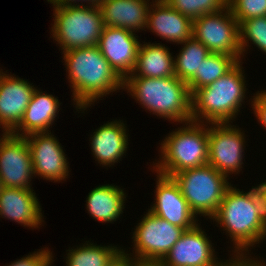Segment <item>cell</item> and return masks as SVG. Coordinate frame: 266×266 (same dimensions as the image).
<instances>
[{
	"instance_id": "obj_1",
	"label": "cell",
	"mask_w": 266,
	"mask_h": 266,
	"mask_svg": "<svg viewBox=\"0 0 266 266\" xmlns=\"http://www.w3.org/2000/svg\"><path fill=\"white\" fill-rule=\"evenodd\" d=\"M253 187L245 192L231 185L210 218L232 239L233 260H247L251 257V247L253 249L255 244L263 242L266 210L259 190Z\"/></svg>"
},
{
	"instance_id": "obj_2",
	"label": "cell",
	"mask_w": 266,
	"mask_h": 266,
	"mask_svg": "<svg viewBox=\"0 0 266 266\" xmlns=\"http://www.w3.org/2000/svg\"><path fill=\"white\" fill-rule=\"evenodd\" d=\"M62 54L73 92V105L78 113H84L96 101L124 88V79L97 46L75 48Z\"/></svg>"
},
{
	"instance_id": "obj_3",
	"label": "cell",
	"mask_w": 266,
	"mask_h": 266,
	"mask_svg": "<svg viewBox=\"0 0 266 266\" xmlns=\"http://www.w3.org/2000/svg\"><path fill=\"white\" fill-rule=\"evenodd\" d=\"M242 61L218 80L191 94V120L210 124L235 121L247 91Z\"/></svg>"
},
{
	"instance_id": "obj_4",
	"label": "cell",
	"mask_w": 266,
	"mask_h": 266,
	"mask_svg": "<svg viewBox=\"0 0 266 266\" xmlns=\"http://www.w3.org/2000/svg\"><path fill=\"white\" fill-rule=\"evenodd\" d=\"M123 90L150 114L178 124L191 121V93L176 76L125 78Z\"/></svg>"
},
{
	"instance_id": "obj_5",
	"label": "cell",
	"mask_w": 266,
	"mask_h": 266,
	"mask_svg": "<svg viewBox=\"0 0 266 266\" xmlns=\"http://www.w3.org/2000/svg\"><path fill=\"white\" fill-rule=\"evenodd\" d=\"M183 125L166 135L161 142V157L153 164L156 173L172 177L184 170L208 164L209 123L191 120Z\"/></svg>"
},
{
	"instance_id": "obj_6",
	"label": "cell",
	"mask_w": 266,
	"mask_h": 266,
	"mask_svg": "<svg viewBox=\"0 0 266 266\" xmlns=\"http://www.w3.org/2000/svg\"><path fill=\"white\" fill-rule=\"evenodd\" d=\"M53 11L51 35L62 53L97 46L104 27L97 5L53 6Z\"/></svg>"
},
{
	"instance_id": "obj_7",
	"label": "cell",
	"mask_w": 266,
	"mask_h": 266,
	"mask_svg": "<svg viewBox=\"0 0 266 266\" xmlns=\"http://www.w3.org/2000/svg\"><path fill=\"white\" fill-rule=\"evenodd\" d=\"M172 178L179 185L191 210L197 216L209 219L216 213L231 186L230 178L208 164L176 173Z\"/></svg>"
},
{
	"instance_id": "obj_8",
	"label": "cell",
	"mask_w": 266,
	"mask_h": 266,
	"mask_svg": "<svg viewBox=\"0 0 266 266\" xmlns=\"http://www.w3.org/2000/svg\"><path fill=\"white\" fill-rule=\"evenodd\" d=\"M192 36L211 53L243 59L240 48L239 23L229 7L215 14H206L193 21Z\"/></svg>"
},
{
	"instance_id": "obj_9",
	"label": "cell",
	"mask_w": 266,
	"mask_h": 266,
	"mask_svg": "<svg viewBox=\"0 0 266 266\" xmlns=\"http://www.w3.org/2000/svg\"><path fill=\"white\" fill-rule=\"evenodd\" d=\"M137 224L132 233L133 253L128 254L132 258L162 260L185 232L150 211Z\"/></svg>"
},
{
	"instance_id": "obj_10",
	"label": "cell",
	"mask_w": 266,
	"mask_h": 266,
	"mask_svg": "<svg viewBox=\"0 0 266 266\" xmlns=\"http://www.w3.org/2000/svg\"><path fill=\"white\" fill-rule=\"evenodd\" d=\"M240 129L231 123H209L208 165L228 178L240 173L244 164L246 136Z\"/></svg>"
},
{
	"instance_id": "obj_11",
	"label": "cell",
	"mask_w": 266,
	"mask_h": 266,
	"mask_svg": "<svg viewBox=\"0 0 266 266\" xmlns=\"http://www.w3.org/2000/svg\"><path fill=\"white\" fill-rule=\"evenodd\" d=\"M1 136L0 180L2 187L32 189L30 182L35 176L26 137L12 133H2Z\"/></svg>"
},
{
	"instance_id": "obj_12",
	"label": "cell",
	"mask_w": 266,
	"mask_h": 266,
	"mask_svg": "<svg viewBox=\"0 0 266 266\" xmlns=\"http://www.w3.org/2000/svg\"><path fill=\"white\" fill-rule=\"evenodd\" d=\"M201 224L185 230L161 260L164 266H228L233 259L217 260L215 249Z\"/></svg>"
},
{
	"instance_id": "obj_13",
	"label": "cell",
	"mask_w": 266,
	"mask_h": 266,
	"mask_svg": "<svg viewBox=\"0 0 266 266\" xmlns=\"http://www.w3.org/2000/svg\"><path fill=\"white\" fill-rule=\"evenodd\" d=\"M25 137L30 148L34 176L55 183L66 181L70 164L53 132L32 133Z\"/></svg>"
},
{
	"instance_id": "obj_14",
	"label": "cell",
	"mask_w": 266,
	"mask_h": 266,
	"mask_svg": "<svg viewBox=\"0 0 266 266\" xmlns=\"http://www.w3.org/2000/svg\"><path fill=\"white\" fill-rule=\"evenodd\" d=\"M156 176L155 201L147 211L185 230L197 225V216L191 210L174 179L159 173Z\"/></svg>"
},
{
	"instance_id": "obj_15",
	"label": "cell",
	"mask_w": 266,
	"mask_h": 266,
	"mask_svg": "<svg viewBox=\"0 0 266 266\" xmlns=\"http://www.w3.org/2000/svg\"><path fill=\"white\" fill-rule=\"evenodd\" d=\"M7 71H0V128L3 133H12L22 121L37 87Z\"/></svg>"
},
{
	"instance_id": "obj_16",
	"label": "cell",
	"mask_w": 266,
	"mask_h": 266,
	"mask_svg": "<svg viewBox=\"0 0 266 266\" xmlns=\"http://www.w3.org/2000/svg\"><path fill=\"white\" fill-rule=\"evenodd\" d=\"M136 35L127 29L104 26L97 44L102 55L123 79L132 73L136 65L141 44Z\"/></svg>"
},
{
	"instance_id": "obj_17",
	"label": "cell",
	"mask_w": 266,
	"mask_h": 266,
	"mask_svg": "<svg viewBox=\"0 0 266 266\" xmlns=\"http://www.w3.org/2000/svg\"><path fill=\"white\" fill-rule=\"evenodd\" d=\"M33 189L2 187L0 190V217L24 227L39 228L44 222L39 199Z\"/></svg>"
},
{
	"instance_id": "obj_18",
	"label": "cell",
	"mask_w": 266,
	"mask_h": 266,
	"mask_svg": "<svg viewBox=\"0 0 266 266\" xmlns=\"http://www.w3.org/2000/svg\"><path fill=\"white\" fill-rule=\"evenodd\" d=\"M147 30L166 42L181 44L192 37L193 21L165 1H153L147 14Z\"/></svg>"
},
{
	"instance_id": "obj_19",
	"label": "cell",
	"mask_w": 266,
	"mask_h": 266,
	"mask_svg": "<svg viewBox=\"0 0 266 266\" xmlns=\"http://www.w3.org/2000/svg\"><path fill=\"white\" fill-rule=\"evenodd\" d=\"M90 136L92 154L103 167H112L114 163L122 161L129 148L127 127L122 120L107 122Z\"/></svg>"
},
{
	"instance_id": "obj_20",
	"label": "cell",
	"mask_w": 266,
	"mask_h": 266,
	"mask_svg": "<svg viewBox=\"0 0 266 266\" xmlns=\"http://www.w3.org/2000/svg\"><path fill=\"white\" fill-rule=\"evenodd\" d=\"M150 0H103L98 6L103 26L118 27L133 32L146 31ZM150 3V4H149Z\"/></svg>"
},
{
	"instance_id": "obj_21",
	"label": "cell",
	"mask_w": 266,
	"mask_h": 266,
	"mask_svg": "<svg viewBox=\"0 0 266 266\" xmlns=\"http://www.w3.org/2000/svg\"><path fill=\"white\" fill-rule=\"evenodd\" d=\"M60 104L58 97L36 88L22 121L12 134L25 137L32 133L51 132L49 129L57 119Z\"/></svg>"
},
{
	"instance_id": "obj_22",
	"label": "cell",
	"mask_w": 266,
	"mask_h": 266,
	"mask_svg": "<svg viewBox=\"0 0 266 266\" xmlns=\"http://www.w3.org/2000/svg\"><path fill=\"white\" fill-rule=\"evenodd\" d=\"M143 43L139 46L135 68L126 78L175 76L174 57L170 49L165 44Z\"/></svg>"
},
{
	"instance_id": "obj_23",
	"label": "cell",
	"mask_w": 266,
	"mask_h": 266,
	"mask_svg": "<svg viewBox=\"0 0 266 266\" xmlns=\"http://www.w3.org/2000/svg\"><path fill=\"white\" fill-rule=\"evenodd\" d=\"M123 190L114 184L93 188L87 195L85 204L89 215L102 223H113L120 219L127 200Z\"/></svg>"
},
{
	"instance_id": "obj_24",
	"label": "cell",
	"mask_w": 266,
	"mask_h": 266,
	"mask_svg": "<svg viewBox=\"0 0 266 266\" xmlns=\"http://www.w3.org/2000/svg\"><path fill=\"white\" fill-rule=\"evenodd\" d=\"M239 61L234 56L210 53L201 64L199 71L187 82L190 93L218 80L228 73Z\"/></svg>"
},
{
	"instance_id": "obj_25",
	"label": "cell",
	"mask_w": 266,
	"mask_h": 266,
	"mask_svg": "<svg viewBox=\"0 0 266 266\" xmlns=\"http://www.w3.org/2000/svg\"><path fill=\"white\" fill-rule=\"evenodd\" d=\"M88 242L67 250L66 266H106L122 250L111 244L102 246Z\"/></svg>"
},
{
	"instance_id": "obj_26",
	"label": "cell",
	"mask_w": 266,
	"mask_h": 266,
	"mask_svg": "<svg viewBox=\"0 0 266 266\" xmlns=\"http://www.w3.org/2000/svg\"><path fill=\"white\" fill-rule=\"evenodd\" d=\"M180 45H183L182 49L174 57L175 76L187 83L211 52L193 36Z\"/></svg>"
},
{
	"instance_id": "obj_27",
	"label": "cell",
	"mask_w": 266,
	"mask_h": 266,
	"mask_svg": "<svg viewBox=\"0 0 266 266\" xmlns=\"http://www.w3.org/2000/svg\"><path fill=\"white\" fill-rule=\"evenodd\" d=\"M173 9L192 21L206 14H215L228 7V0H164Z\"/></svg>"
},
{
	"instance_id": "obj_28",
	"label": "cell",
	"mask_w": 266,
	"mask_h": 266,
	"mask_svg": "<svg viewBox=\"0 0 266 266\" xmlns=\"http://www.w3.org/2000/svg\"><path fill=\"white\" fill-rule=\"evenodd\" d=\"M240 32V48L242 56L247 53L249 43L258 47L263 53L266 54V16L254 17L243 21L239 25ZM250 41V42H249Z\"/></svg>"
},
{
	"instance_id": "obj_29",
	"label": "cell",
	"mask_w": 266,
	"mask_h": 266,
	"mask_svg": "<svg viewBox=\"0 0 266 266\" xmlns=\"http://www.w3.org/2000/svg\"><path fill=\"white\" fill-rule=\"evenodd\" d=\"M228 7L239 25L247 19L266 16V0H228Z\"/></svg>"
},
{
	"instance_id": "obj_30",
	"label": "cell",
	"mask_w": 266,
	"mask_h": 266,
	"mask_svg": "<svg viewBox=\"0 0 266 266\" xmlns=\"http://www.w3.org/2000/svg\"><path fill=\"white\" fill-rule=\"evenodd\" d=\"M50 251L48 247H44L43 250L42 248L38 249V251H34L21 259L15 260L7 266H52L54 256L52 254L53 252Z\"/></svg>"
},
{
	"instance_id": "obj_31",
	"label": "cell",
	"mask_w": 266,
	"mask_h": 266,
	"mask_svg": "<svg viewBox=\"0 0 266 266\" xmlns=\"http://www.w3.org/2000/svg\"><path fill=\"white\" fill-rule=\"evenodd\" d=\"M251 102L252 110L260 125L266 129V90L253 94Z\"/></svg>"
},
{
	"instance_id": "obj_32",
	"label": "cell",
	"mask_w": 266,
	"mask_h": 266,
	"mask_svg": "<svg viewBox=\"0 0 266 266\" xmlns=\"http://www.w3.org/2000/svg\"><path fill=\"white\" fill-rule=\"evenodd\" d=\"M102 1L103 0H47L48 3L50 2V4H52V6H75V5L85 6V3H86V6H87V3H88V6H93V5L99 6ZM82 2H84V4Z\"/></svg>"
},
{
	"instance_id": "obj_33",
	"label": "cell",
	"mask_w": 266,
	"mask_h": 266,
	"mask_svg": "<svg viewBox=\"0 0 266 266\" xmlns=\"http://www.w3.org/2000/svg\"><path fill=\"white\" fill-rule=\"evenodd\" d=\"M106 266H131V256L122 249Z\"/></svg>"
},
{
	"instance_id": "obj_34",
	"label": "cell",
	"mask_w": 266,
	"mask_h": 266,
	"mask_svg": "<svg viewBox=\"0 0 266 266\" xmlns=\"http://www.w3.org/2000/svg\"><path fill=\"white\" fill-rule=\"evenodd\" d=\"M131 266H164L161 260L138 259L131 257Z\"/></svg>"
},
{
	"instance_id": "obj_35",
	"label": "cell",
	"mask_w": 266,
	"mask_h": 266,
	"mask_svg": "<svg viewBox=\"0 0 266 266\" xmlns=\"http://www.w3.org/2000/svg\"><path fill=\"white\" fill-rule=\"evenodd\" d=\"M257 189L259 190V193L261 194L263 203H264V207L266 210V180L265 182H262L261 184L256 186Z\"/></svg>"
},
{
	"instance_id": "obj_36",
	"label": "cell",
	"mask_w": 266,
	"mask_h": 266,
	"mask_svg": "<svg viewBox=\"0 0 266 266\" xmlns=\"http://www.w3.org/2000/svg\"><path fill=\"white\" fill-rule=\"evenodd\" d=\"M228 266H253L248 260H233Z\"/></svg>"
},
{
	"instance_id": "obj_37",
	"label": "cell",
	"mask_w": 266,
	"mask_h": 266,
	"mask_svg": "<svg viewBox=\"0 0 266 266\" xmlns=\"http://www.w3.org/2000/svg\"><path fill=\"white\" fill-rule=\"evenodd\" d=\"M256 259H257V260H256ZM247 260H248L253 266H266V265H265L266 262L264 261V259H262L261 261H259L258 258H255V259H254V257H253V259H252V256H251V257H249Z\"/></svg>"
},
{
	"instance_id": "obj_38",
	"label": "cell",
	"mask_w": 266,
	"mask_h": 266,
	"mask_svg": "<svg viewBox=\"0 0 266 266\" xmlns=\"http://www.w3.org/2000/svg\"><path fill=\"white\" fill-rule=\"evenodd\" d=\"M264 239L266 240V231H265V233H264V237H263V240H264Z\"/></svg>"
}]
</instances>
